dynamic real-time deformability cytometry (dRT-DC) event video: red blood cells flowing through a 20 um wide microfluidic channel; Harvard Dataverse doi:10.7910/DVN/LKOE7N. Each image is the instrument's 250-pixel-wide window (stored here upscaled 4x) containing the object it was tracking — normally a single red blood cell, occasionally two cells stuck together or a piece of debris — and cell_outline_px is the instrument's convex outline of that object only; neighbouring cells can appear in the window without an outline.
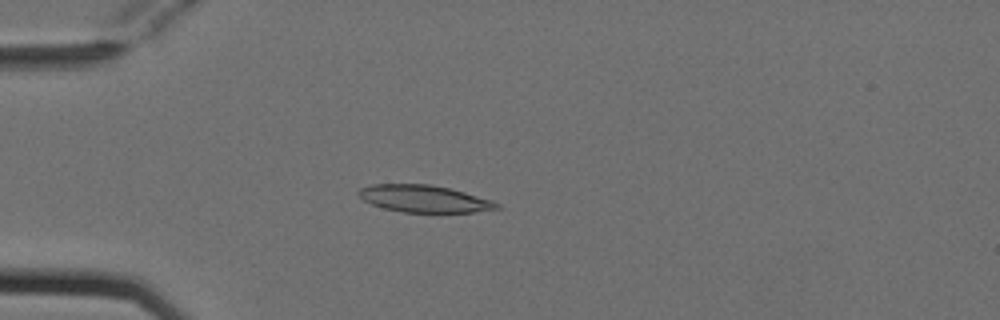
{"species": "Egyptian fruit bat (a non-hibernating species)", "species_latin": "Rousettus aegyptiacus", "temperature_condition": "cold", "stored_images_in_passage": 4, "camera_frame_rate_fps": 3000, "um_per_image_px": 0.085, "animal": {"sex": "female"}, "frame": {"image": 1, "passage_image": 4, "time_ms": 1.0, "image_size_px": [1000, 320], "cell_outline_px": [[504, 208], [476, 212], [404, 212], [384, 208], [372, 204], [364, 200], [356, 192], [360, 188], [372, 184], [428, 184], [448, 188], [464, 192], [492, 200], [500, 204]], "centroid_in_image_um": [36.08, 16.89], "position_along_channel_um": 48.9, "area_um2": 21.79}}